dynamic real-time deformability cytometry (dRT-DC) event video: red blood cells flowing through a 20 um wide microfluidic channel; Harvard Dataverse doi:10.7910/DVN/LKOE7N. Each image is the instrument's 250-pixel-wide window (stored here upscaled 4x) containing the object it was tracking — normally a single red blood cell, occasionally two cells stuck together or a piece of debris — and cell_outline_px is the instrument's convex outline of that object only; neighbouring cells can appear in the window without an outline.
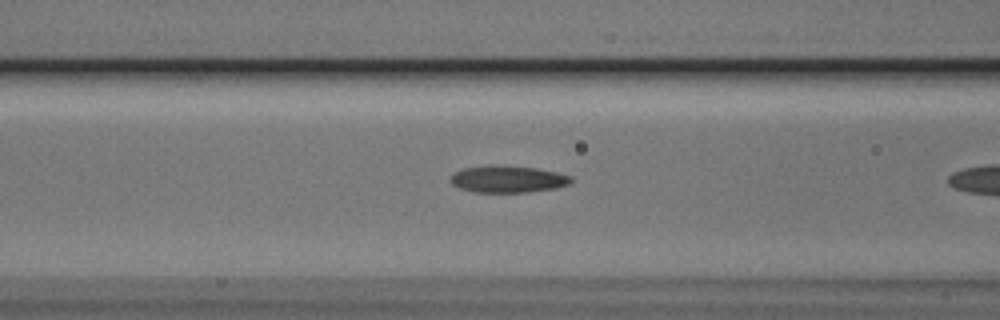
{"species": "Egyptian fruit bat (a non-hibernating species)", "species_latin": "Rousettus aegyptiacus", "temperature_condition": "cold", "stored_images_in_passage": 9, "camera_frame_rate_fps": 3000, "um_per_image_px": 0.085, "animal": {"sex": "male"}, "frame": {"image": 1, "passage_image": 8, "time_ms": 2.333, "image_size_px": [1000, 320], "cell_outline_px": [[572, 184], [556, 188], [528, 192], [472, 192], [460, 188], [452, 184], [448, 180], [452, 172], [464, 168], [492, 164], [500, 164], [536, 168], [556, 172], [572, 176]], "centroid_in_image_um": [43.14, 15.21], "position_along_channel_um": 123.5, "area_um2": 19.36}}